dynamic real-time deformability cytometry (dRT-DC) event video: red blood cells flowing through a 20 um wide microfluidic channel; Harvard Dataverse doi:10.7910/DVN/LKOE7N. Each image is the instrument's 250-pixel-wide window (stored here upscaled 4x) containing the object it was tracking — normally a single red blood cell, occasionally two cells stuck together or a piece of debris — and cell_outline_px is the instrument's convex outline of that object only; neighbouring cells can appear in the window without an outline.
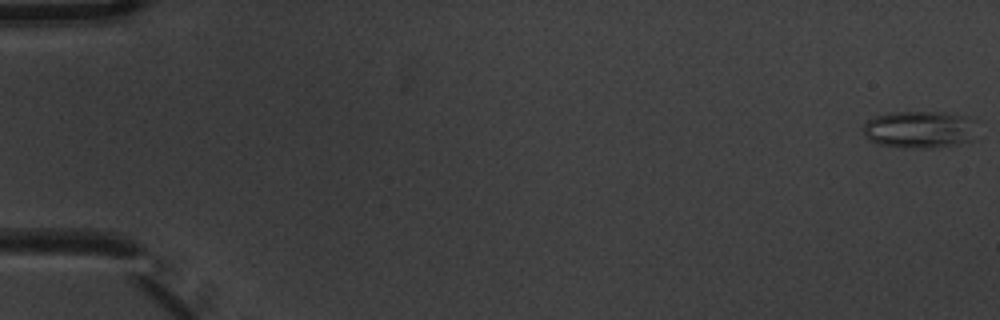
{"species": "common noctule bat (a hibernating species)", "species_latin": "Nyctalus noctula", "temperature_condition": "warm", "stored_images_in_passage": 5, "camera_frame_rate_fps": 3000, "um_per_image_px": 0.085, "animal": {"sex": "male", "body_mass_g": 20.1, "forearm_length_mm": 53.5}, "frame": {"image": 1, "passage_image": 1, "time_ms": 0.0, "image_size_px": [1000, 320], "cell_outline_px": [[976, 140], [936, 148], [904, 148], [880, 144], [864, 136], [864, 124], [868, 120], [876, 116], [892, 112], [940, 112], [964, 116]], "centroid_in_image_um": [78.08, 11.03], "position_along_channel_um": 6.9, "area_um2": 24.1}}